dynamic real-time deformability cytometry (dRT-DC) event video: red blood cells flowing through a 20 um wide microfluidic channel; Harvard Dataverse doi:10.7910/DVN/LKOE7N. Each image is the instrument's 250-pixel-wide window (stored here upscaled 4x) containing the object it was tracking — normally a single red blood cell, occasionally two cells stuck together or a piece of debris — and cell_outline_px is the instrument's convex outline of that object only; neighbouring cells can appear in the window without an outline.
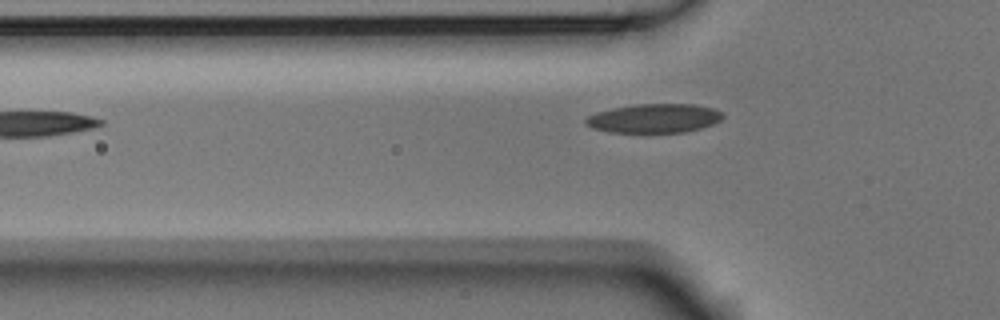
{"species": "Egyptian fruit bat (a non-hibernating species)", "species_latin": "Rousettus aegyptiacus", "temperature_condition": "room temperature", "stored_images_in_passage": 5, "camera_frame_rate_fps": 3000, "um_per_image_px": 0.085, "animal": {"sex": "male"}, "frame": {"image": 1, "passage_image": 5, "time_ms": 1.333, "image_size_px": [1000, 320], "cell_outline_px": [[724, 116], [720, 120], [712, 124], [688, 132], [608, 132], [592, 128], [584, 124], [584, 120], [588, 116], [596, 112], [612, 108], [636, 104], [696, 104], [712, 108], [724, 112]], "centroid_in_image_um": [55.6, 10.05], "position_along_channel_um": 70.2, "area_um2": 23.29}}